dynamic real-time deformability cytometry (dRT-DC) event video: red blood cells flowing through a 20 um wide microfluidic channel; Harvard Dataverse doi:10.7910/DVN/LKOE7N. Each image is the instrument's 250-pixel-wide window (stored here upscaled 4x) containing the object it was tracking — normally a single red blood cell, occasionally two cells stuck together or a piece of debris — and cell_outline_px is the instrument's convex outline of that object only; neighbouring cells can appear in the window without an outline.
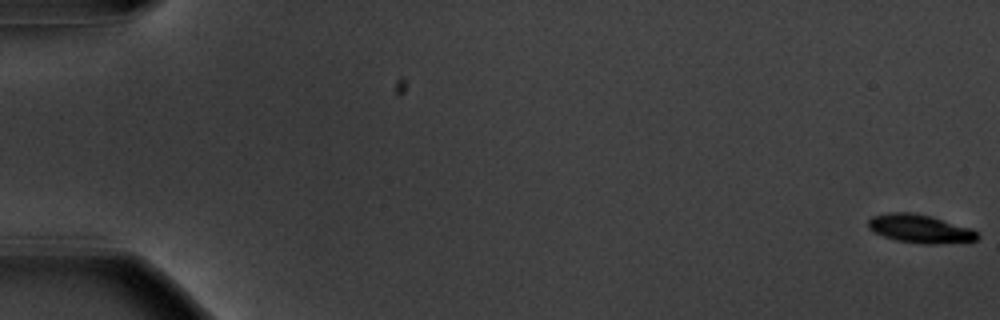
{"species": "common noctule bat (a hibernating species)", "species_latin": "Nyctalus noctula", "temperature_condition": "warm", "stored_images_in_passage": 57, "camera_frame_rate_fps": 3000, "um_per_image_px": 0.085, "animal": {"sex": "male", "body_mass_g": 20.1, "forearm_length_mm": 53.5}, "frame": {"image": 1, "passage_image": 1, "time_ms": 0.0, "image_size_px": [1000, 320], "cell_outline_px": [[980, 236], [976, 240], [932, 244], [924, 244], [896, 240], [872, 232], [868, 228], [868, 220], [872, 216], [892, 212], [912, 212], [928, 216], [972, 228]], "centroid_in_image_um": [78.16, 19.44], "position_along_channel_um": 6.8, "area_um2": 17.86}}
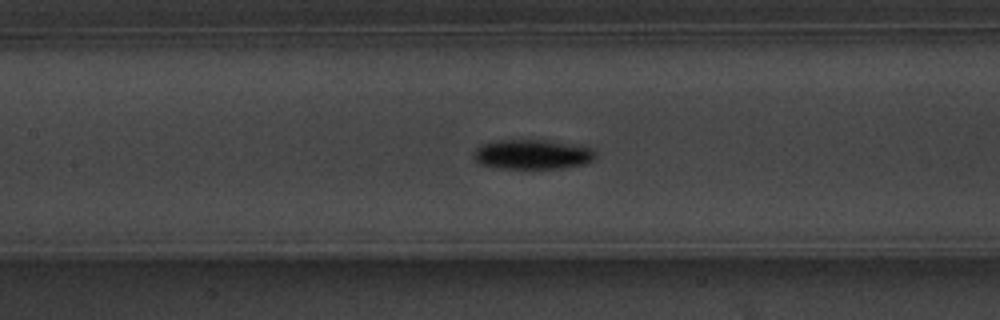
{"frame": {"image": 2, "passage_image": 28, "time_ms": 9.0, "image_size_px": [1000, 320], "cell_outline_px": [[596, 156], [592, 160], [584, 164], [560, 168], [496, 168], [480, 164], [472, 156], [476, 148], [484, 144], [496, 140], [548, 140], [572, 144], [592, 148], [596, 152]], "centroid_in_image_um": [45.25, 13.12], "position_along_channel_um": 162.2, "area_um2": 21.04}}
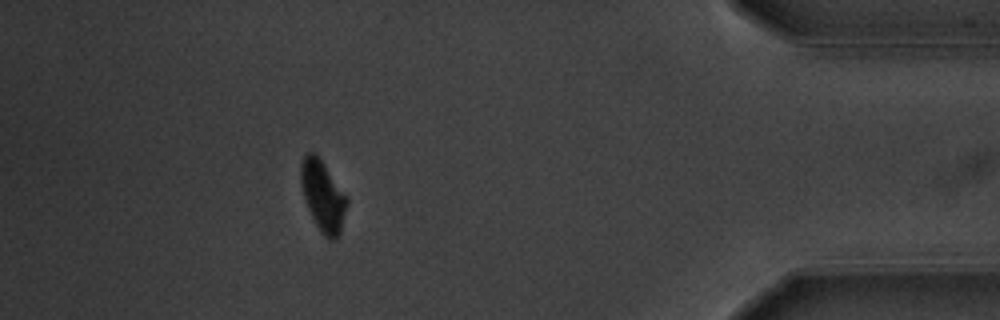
{"frame": {"image": 3, "passage_image": 52, "time_ms": 17.0, "image_size_px": [1000, 320], "cell_outline_px": [[348, 204], [340, 232], [336, 240], [328, 240], [320, 232], [304, 200], [300, 184], [300, 164], [304, 156], [308, 152], [316, 152], [348, 200]], "centroid_in_image_um": [27.42, 16.67], "position_along_channel_um": 407.8, "area_um2": 18.9}, "authors_computed_cell_mechanics": {"area_um2": 19.4208, "velocity_mm_per_s": 3.6206, "shape_relaxation_time_tau1_ms": 1.7775, "shape_relaxation_time_tau2_ms": null, "deformation_change_tau1": 0.1438, "deformation_change_tau2": null}}